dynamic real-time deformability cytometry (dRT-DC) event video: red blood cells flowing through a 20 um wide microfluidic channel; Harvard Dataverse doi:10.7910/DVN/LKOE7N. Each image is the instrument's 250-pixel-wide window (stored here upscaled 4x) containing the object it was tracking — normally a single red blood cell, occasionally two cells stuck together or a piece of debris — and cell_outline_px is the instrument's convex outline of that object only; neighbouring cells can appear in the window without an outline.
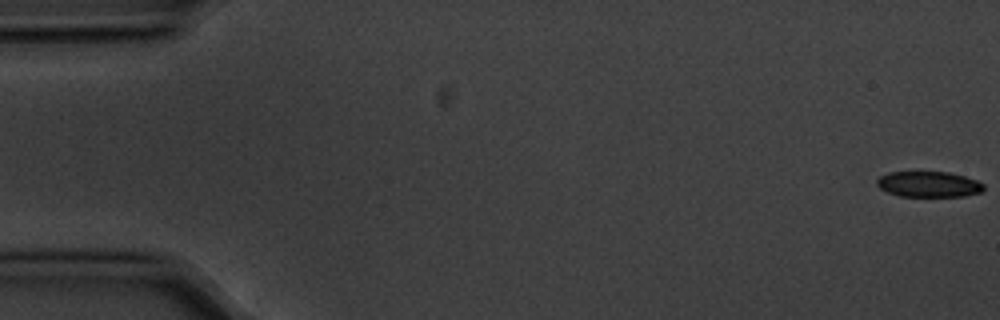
{"species": "common noctule bat (a hibernating species)", "species_latin": "Nyctalus noctula", "temperature_condition": "cold", "stored_images_in_passage": 16, "camera_frame_rate_fps": 3000, "um_per_image_px": 0.085, "animal": {"sex": "male", "body_mass_g": 20.1, "forearm_length_mm": 53.5}, "frame": {"image": 1, "passage_image": 1, "time_ms": 0.0, "image_size_px": [1000, 320], "cell_outline_px": [[984, 188], [980, 192], [964, 196], [900, 196], [888, 192], [880, 188], [876, 184], [876, 180], [880, 176], [888, 172], [948, 172], [964, 176], [976, 180], [984, 184]], "centroid_in_image_um": [78.92, 15.66], "position_along_channel_um": 6.1, "area_um2": 15.9}}
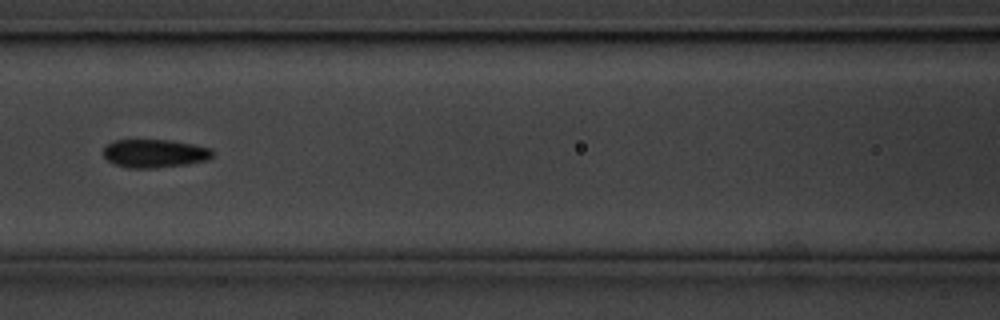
{"frame": {"image": 2, "passage_image": 7, "time_ms": 2.0, "image_size_px": [1000, 320], "cell_outline_px": [[212, 156], [208, 160], [188, 164], [156, 168], [128, 168], [116, 164], [108, 160], [104, 156], [104, 148], [112, 140], [172, 140], [212, 148]], "centroid_in_image_um": [13.16, 13.04], "position_along_channel_um": 153.4, "area_um2": 18.03}}